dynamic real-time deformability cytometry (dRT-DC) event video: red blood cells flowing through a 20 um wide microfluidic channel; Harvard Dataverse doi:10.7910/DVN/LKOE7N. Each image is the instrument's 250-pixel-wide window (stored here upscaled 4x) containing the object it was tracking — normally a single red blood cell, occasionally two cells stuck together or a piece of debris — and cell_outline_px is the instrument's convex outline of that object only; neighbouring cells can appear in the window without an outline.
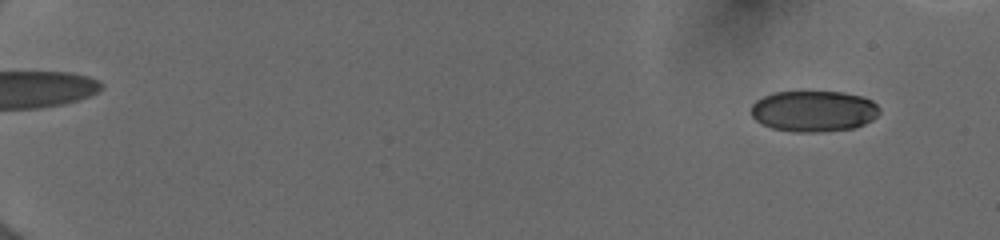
{"species": "human", "species_latin": "Homo sapiens", "temperature_condition": "cold", "stored_images_in_passage": 52, "camera_frame_rate_fps": 3000, "um_per_image_px": 0.085, "donor": {"sex": "female"}, "frame": {"image": 1, "passage_image": 4, "time_ms": 1.0, "image_size_px": [1000, 240], "cell_outline_px": [[880, 112], [872, 120], [856, 128], [816, 132], [796, 132], [772, 128], [760, 124], [752, 116], [752, 104], [756, 100], [772, 92], [800, 88], [844, 92], [864, 96], [872, 100], [880, 108]], "centroid_in_image_um": [69.16, 9.39], "position_along_channel_um": 15.8, "area_um2": 31.96}}
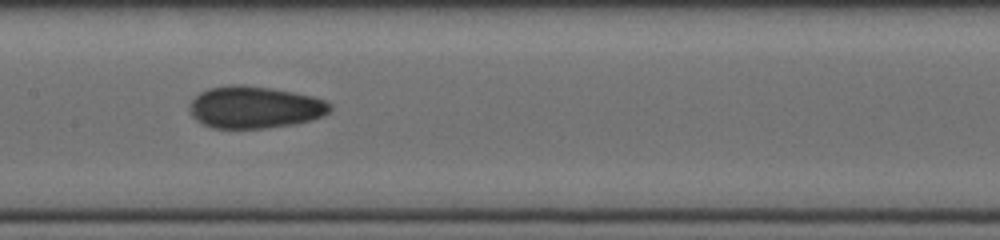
{"frame": {"image": 2, "passage_image": 30, "time_ms": 9.667, "image_size_px": [1000, 240], "cell_outline_px": [[332, 108], [324, 116], [312, 120], [292, 124], [268, 128], [212, 128], [196, 120], [192, 116], [188, 108], [188, 104], [200, 92], [208, 88], [232, 84], [244, 84], [272, 88], [312, 96], [324, 100], [332, 104]], "centroid_in_image_um": [21.64, 9.11], "position_along_channel_um": 185.8, "area_um2": 34.68}}
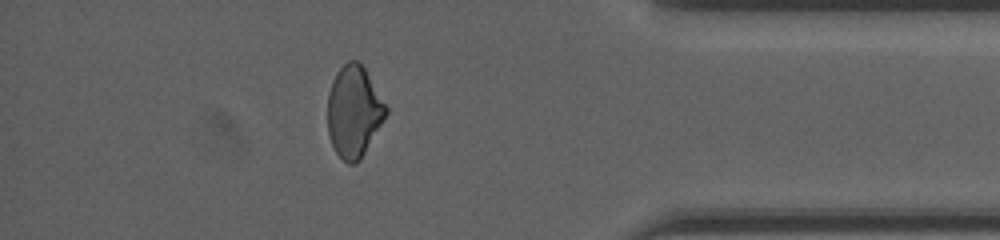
{"frame": {"image": 3, "passage_image": 48, "time_ms": 15.667, "image_size_px": [1000, 240], "cell_outline_px": [[388, 112], [384, 120], [360, 160], [356, 164], [348, 164], [336, 152], [328, 136], [328, 92], [332, 80], [336, 72], [348, 60], [360, 60], [388, 108]], "centroid_in_image_um": [30.08, 9.46], "position_along_channel_um": 405.1, "area_um2": 31.21}}